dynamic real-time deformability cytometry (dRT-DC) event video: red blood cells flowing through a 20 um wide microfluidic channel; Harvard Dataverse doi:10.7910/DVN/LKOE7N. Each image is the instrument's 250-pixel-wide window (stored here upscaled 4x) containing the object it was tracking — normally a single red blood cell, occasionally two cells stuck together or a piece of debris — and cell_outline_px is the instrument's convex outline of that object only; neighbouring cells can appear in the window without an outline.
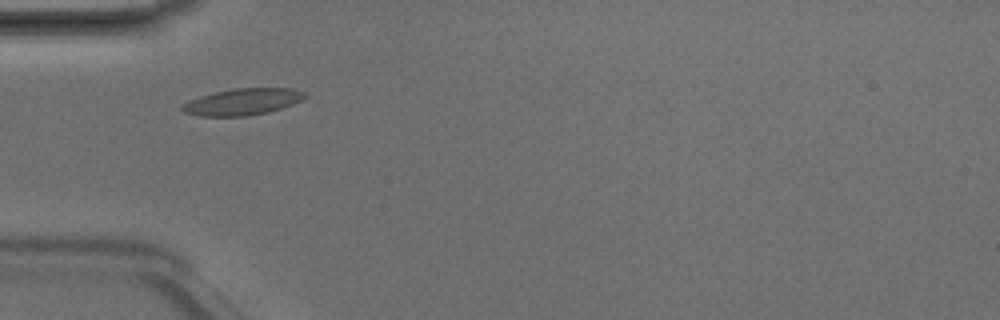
{"species": "Egyptian fruit bat (a non-hibernating species)", "species_latin": "Rousettus aegyptiacus", "temperature_condition": "room temperature", "stored_images_in_passage": 2, "camera_frame_rate_fps": 3000, "um_per_image_px": 0.085, "animal": {"sex": "male"}, "frame": {"image": 1, "passage_image": 2, "time_ms": 0.333, "image_size_px": [1000, 320], "cell_outline_px": [[308, 96], [292, 104], [268, 112], [248, 116], [200, 116], [184, 112], [180, 108], [188, 100], [200, 96], [216, 92], [236, 88], [292, 88], [304, 92]], "centroid_in_image_um": [20.61, 8.65], "position_along_channel_um": 64.4, "area_um2": 18.84}}